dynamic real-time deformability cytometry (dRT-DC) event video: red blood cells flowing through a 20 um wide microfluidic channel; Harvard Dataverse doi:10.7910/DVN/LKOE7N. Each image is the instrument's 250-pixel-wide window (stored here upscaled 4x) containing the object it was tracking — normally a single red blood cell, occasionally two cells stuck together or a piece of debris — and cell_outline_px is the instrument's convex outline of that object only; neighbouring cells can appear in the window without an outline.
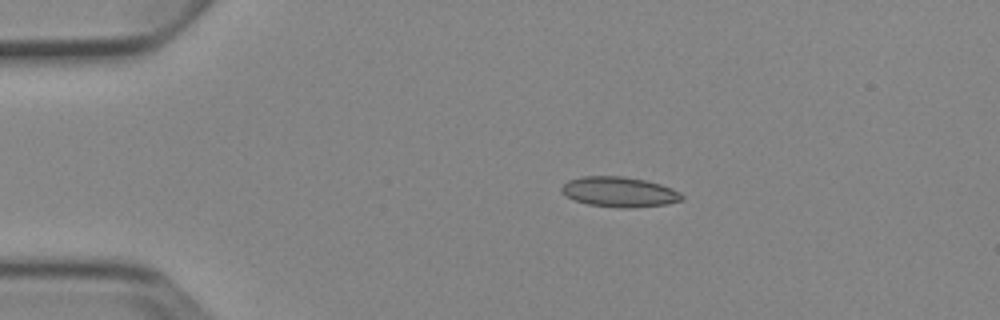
{"species": "Egyptian fruit bat (a non-hibernating species)", "species_latin": "Rousettus aegyptiacus", "temperature_condition": "cold", "stored_images_in_passage": 6, "camera_frame_rate_fps": 3000, "um_per_image_px": 0.085, "animal": {"sex": "female"}, "frame": {"image": 1, "passage_image": 4, "time_ms": 3.333, "image_size_px": [1000, 320], "cell_outline_px": [[684, 196], [680, 200], [668, 204], [632, 208], [620, 208], [588, 204], [576, 200], [568, 196], [560, 188], [568, 180], [584, 176], [624, 176], [644, 180], [660, 184], [672, 188], [680, 192]], "centroid_in_image_um": [52.67, 16.31], "position_along_channel_um": 32.3, "area_um2": 20.98}}
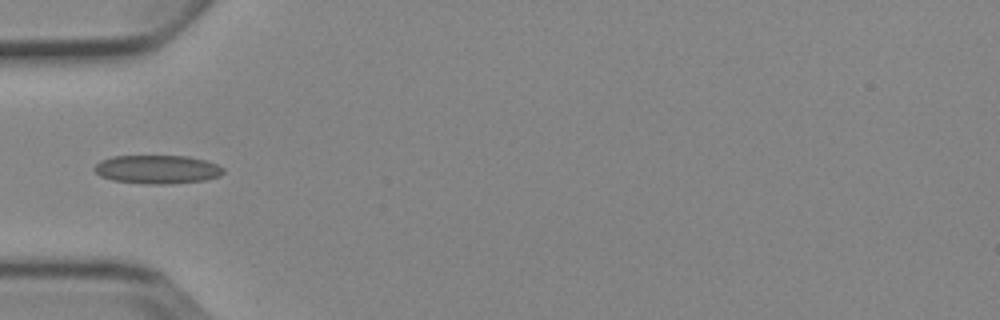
{"frame": {"image": 2, "passage_image": 6, "time_ms": 5.667, "image_size_px": [1000, 320], "cell_outline_px": [[224, 172], [220, 176], [204, 180], [164, 184], [148, 184], [112, 180], [100, 176], [92, 168], [100, 160], [112, 156], [188, 156], [204, 160], [216, 164], [224, 168]], "centroid_in_image_um": [13.34, 14.39], "position_along_channel_um": 71.7, "area_um2": 21.44}}